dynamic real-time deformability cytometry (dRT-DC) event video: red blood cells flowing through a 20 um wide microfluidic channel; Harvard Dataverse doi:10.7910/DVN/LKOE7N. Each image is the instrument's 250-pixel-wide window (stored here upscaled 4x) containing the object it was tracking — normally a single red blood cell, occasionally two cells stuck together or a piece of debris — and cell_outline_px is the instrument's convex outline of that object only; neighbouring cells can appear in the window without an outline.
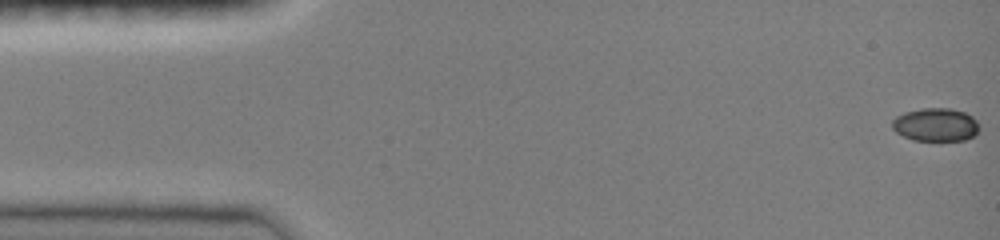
{"species": "common noctule bat (a hibernating species)", "species_latin": "Nyctalus noctula", "temperature_condition": "room temperature", "stored_images_in_passage": 45, "camera_frame_rate_fps": 3000, "um_per_image_px": 0.085, "animal": {"sex": "female", "body_mass_g": 19.0, "forearm_length_mm": 51.5}, "frame": {"image": 1, "passage_image": 1, "time_ms": 0.0, "image_size_px": [1000, 240], "cell_outline_px": [[980, 128], [972, 136], [964, 140], [912, 140], [896, 132], [892, 128], [892, 120], [896, 116], [904, 112], [920, 108], [952, 108], [964, 112], [972, 116], [976, 120]], "centroid_in_image_um": [79.51, 10.58], "position_along_channel_um": 5.5, "area_um2": 16.88}}
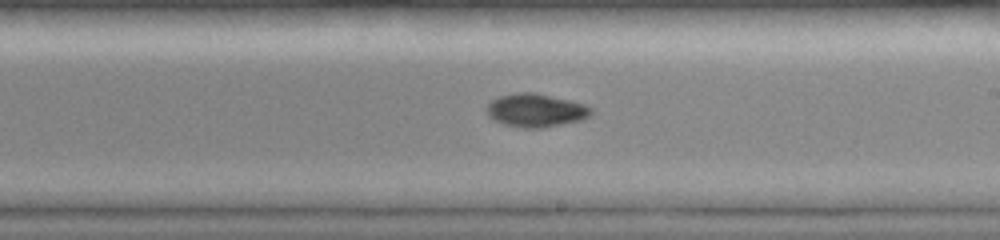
{"frame": {"image": 2, "passage_image": 28, "time_ms": 9.0, "image_size_px": [1000, 240], "cell_outline_px": [[592, 116], [580, 120], [544, 128], [524, 128], [504, 124], [488, 116], [488, 104], [492, 100], [500, 96], [516, 92], [532, 92], [568, 100], [584, 104], [592, 108]], "centroid_in_image_um": [45.57, 9.38], "position_along_channel_um": 243.4, "area_um2": 20.06}}
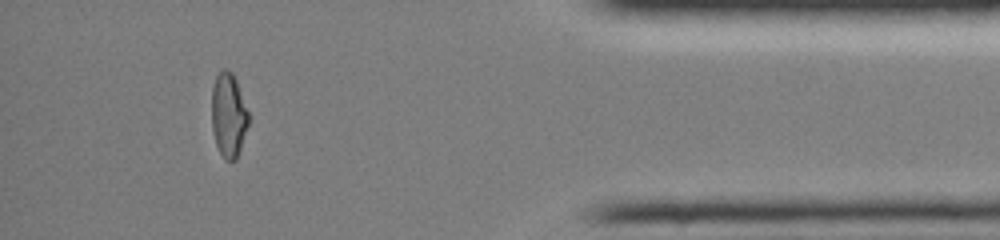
{"frame": {"image": 3, "passage_image": 43, "time_ms": 14.0, "image_size_px": [1000, 240], "cell_outline_px": [[248, 124], [236, 160], [224, 160], [216, 144], [212, 128], [212, 88], [216, 76], [224, 68], [232, 72], [236, 80], [248, 112]], "centroid_in_image_um": [19.41, 9.78], "position_along_channel_um": 415.8, "area_um2": 17.8}}